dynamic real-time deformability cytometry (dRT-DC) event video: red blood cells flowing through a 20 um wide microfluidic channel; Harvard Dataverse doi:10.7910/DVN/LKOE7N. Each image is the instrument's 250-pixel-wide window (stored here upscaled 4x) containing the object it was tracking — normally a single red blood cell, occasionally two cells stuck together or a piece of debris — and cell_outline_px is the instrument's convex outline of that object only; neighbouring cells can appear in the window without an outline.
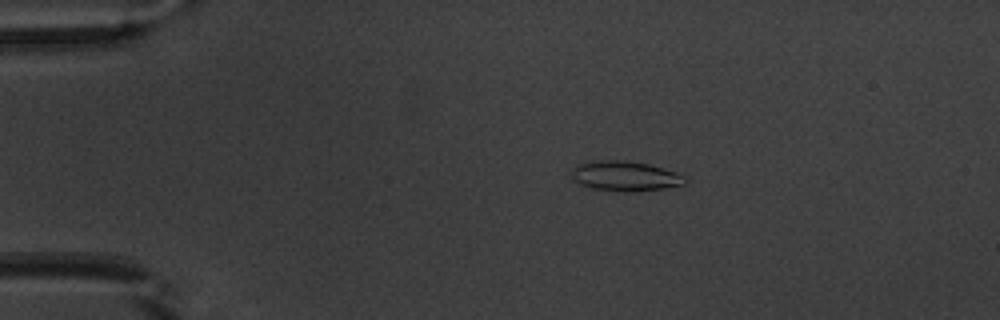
{"species": "common noctule bat (a hibernating species)", "species_latin": "Nyctalus noctula", "temperature_condition": "warm", "stored_images_in_passage": 51, "camera_frame_rate_fps": 3000, "um_per_image_px": 0.085, "animal": {"sex": "male", "body_mass_g": 20.1, "forearm_length_mm": 53.5}, "frame": {"image": 1, "passage_image": 10, "time_ms": 3.0, "image_size_px": [1000, 320], "cell_outline_px": [[688, 180], [684, 184], [664, 188], [632, 192], [624, 192], [592, 188], [580, 184], [572, 180], [572, 168], [576, 164], [600, 160], [624, 160], [648, 164], [684, 176]], "centroid_in_image_um": [53.08, 14.97], "position_along_channel_um": 31.9, "area_um2": 19.65}}
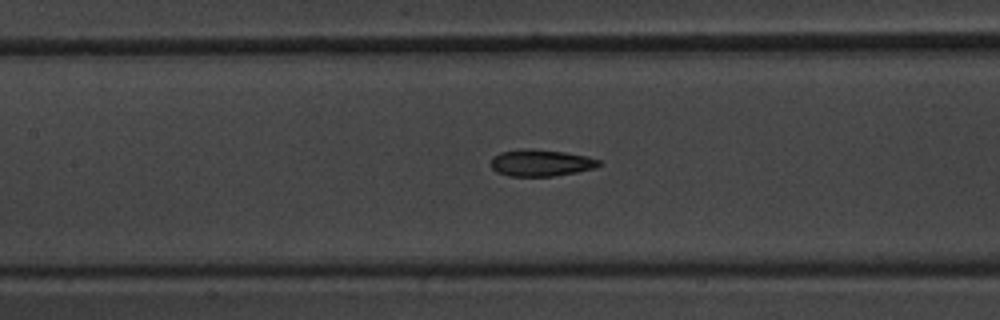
{"frame": {"image": 2, "passage_image": 24, "time_ms": 7.667, "image_size_px": [1000, 320], "cell_outline_px": [[600, 164], [596, 168], [576, 172], [552, 176], [508, 176], [496, 172], [488, 164], [492, 156], [500, 152], [520, 148], [524, 148], [564, 152], [588, 156], [600, 160]], "centroid_in_image_um": [45.91, 13.84], "position_along_channel_um": 161.5, "area_um2": 17.05}}
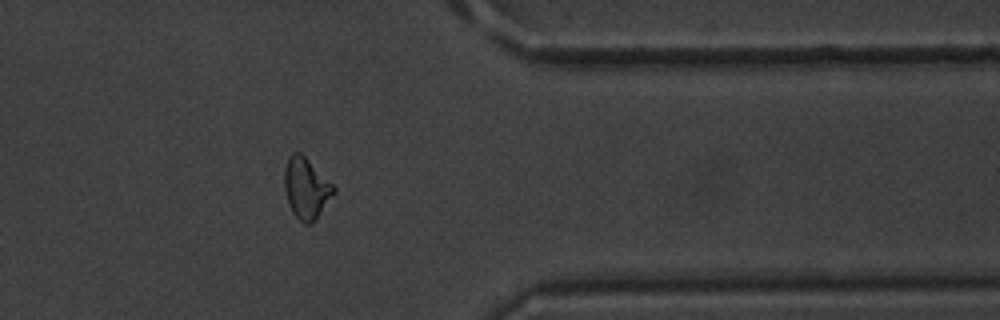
{"frame": {"image": 3, "passage_image": 42, "time_ms": 13.667, "image_size_px": [1000, 320], "cell_outline_px": [[336, 192], [312, 224], [304, 224], [292, 212], [284, 188], [284, 168], [288, 156], [292, 152], [300, 152], [336, 188]], "centroid_in_image_um": [26.01, 16.0], "position_along_channel_um": 385.4, "area_um2": 17.34}, "authors_computed_cell_mechanics": {"area_um2": 17.34, "velocity_mm_per_s": 3.92, "shape_relaxation_time_tau1_ms": 6.9192, "shape_relaxation_time_tau2_ms": 2.5654, "deformation_change_tau1": 0.1845, "deformation_change_tau2": 0.0913}}